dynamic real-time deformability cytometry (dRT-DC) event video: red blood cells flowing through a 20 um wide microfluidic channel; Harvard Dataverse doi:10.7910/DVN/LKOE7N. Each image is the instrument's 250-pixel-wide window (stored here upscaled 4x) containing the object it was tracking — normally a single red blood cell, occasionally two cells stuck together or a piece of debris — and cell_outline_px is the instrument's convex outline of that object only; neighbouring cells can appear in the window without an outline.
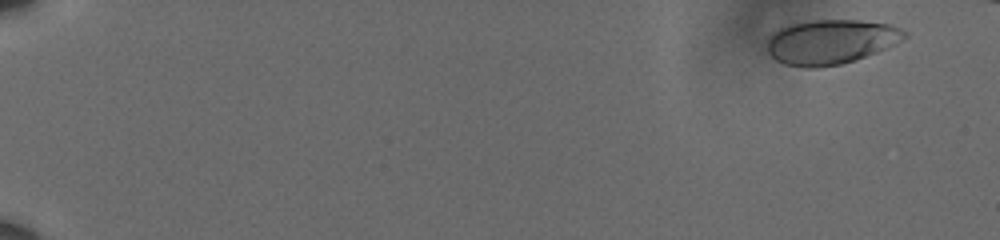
{"species": "human", "species_latin": "Homo sapiens", "temperature_condition": "cold", "stored_images_in_passage": 62, "camera_frame_rate_fps": 3000, "um_per_image_px": 0.085, "donor": {"sex": "male"}, "frame": {"image": 1, "passage_image": 5, "time_ms": 1.333, "image_size_px": [1000, 240], "cell_outline_px": [[908, 36], [876, 52], [856, 60], [840, 64], [816, 68], [804, 68], [784, 64], [776, 60], [768, 52], [768, 40], [772, 32], [780, 28], [792, 24], [812, 20], [856, 20], [892, 24], [908, 32]], "centroid_in_image_um": [70.61, 3.55], "position_along_channel_um": 14.4, "area_um2": 35.6}}
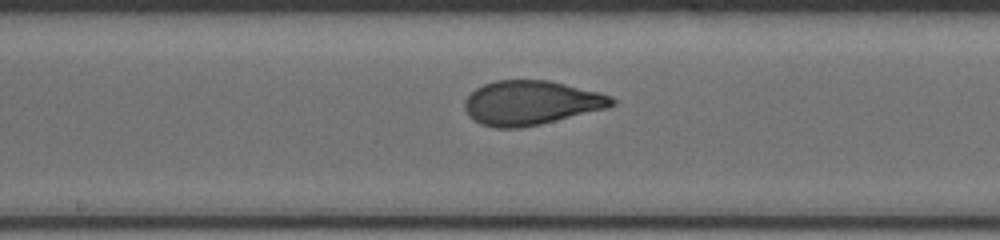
{"frame": {"image": 2, "passage_image": 36, "time_ms": 11.667, "image_size_px": [1000, 240], "cell_outline_px": [[616, 104], [608, 108], [540, 124], [520, 128], [492, 128], [480, 124], [472, 120], [468, 116], [464, 108], [464, 100], [476, 88], [484, 84], [496, 80], [548, 80], [600, 92], [612, 96], [616, 100]], "centroid_in_image_um": [45.13, 8.74], "position_along_channel_um": 203.1, "area_um2": 38.26}}
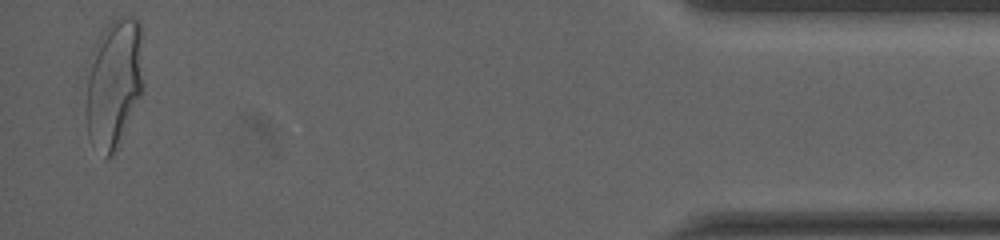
{"frame": {"image": 3, "passage_image": 60, "time_ms": 19.667, "image_size_px": [1000, 240], "cell_outline_px": [[144, 88], [112, 156], [104, 160], [88, 136], [88, 76], [92, 52], [104, 28], [112, 20], [120, 16], [132, 16], [140, 20], [144, 84]], "centroid_in_image_um": [9.73, 7.02], "position_along_channel_um": 425.5, "area_um2": 42.77}}